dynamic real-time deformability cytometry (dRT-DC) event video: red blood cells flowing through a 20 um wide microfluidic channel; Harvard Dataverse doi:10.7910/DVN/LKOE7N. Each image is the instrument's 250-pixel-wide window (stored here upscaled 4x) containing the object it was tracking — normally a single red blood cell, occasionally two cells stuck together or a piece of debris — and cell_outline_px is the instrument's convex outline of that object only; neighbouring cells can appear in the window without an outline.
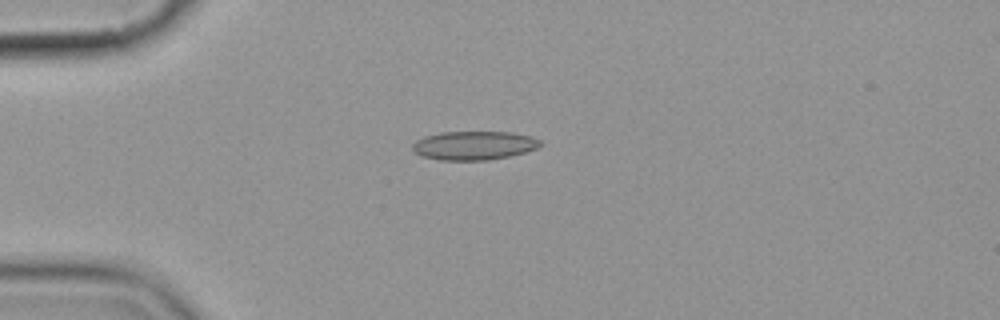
{"species": "common noctule bat (a hibernating species)", "species_latin": "Nyctalus noctula", "temperature_condition": "cold", "stored_images_in_passage": 11, "camera_frame_rate_fps": 3000, "um_per_image_px": 0.085, "animal": {"sex": "female", "body_mass_g": 19.9}, "frame": {"image": 1, "passage_image": 4, "time_ms": 4.333, "image_size_px": [1000, 320], "cell_outline_px": [[540, 144], [536, 148], [524, 152], [508, 156], [488, 160], [440, 160], [420, 156], [412, 148], [412, 144], [416, 140], [424, 136], [440, 132], [512, 132], [532, 136], [540, 140]], "centroid_in_image_um": [40.25, 12.36], "position_along_channel_um": 44.7, "area_um2": 21.39}}
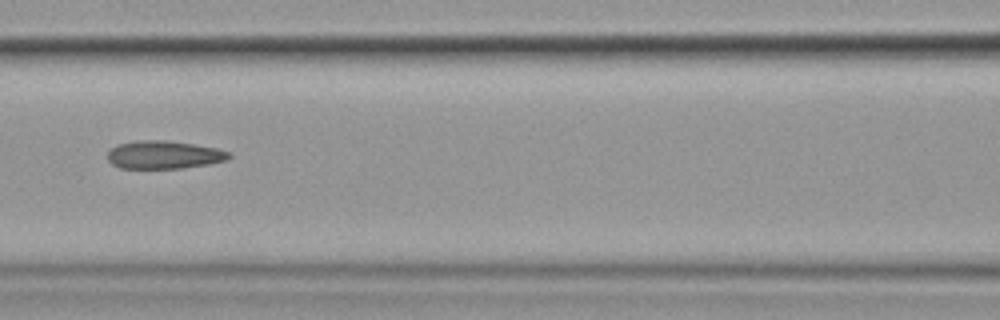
{"frame": {"image": 2, "passage_image": 7, "time_ms": 8.0, "image_size_px": [1000, 320], "cell_outline_px": [[232, 156], [228, 160], [208, 164], [184, 168], [120, 168], [112, 164], [108, 160], [108, 152], [112, 148], [120, 144], [136, 140], [164, 140], [192, 144], [216, 148], [232, 152]], "centroid_in_image_um": [13.97, 13.16], "position_along_channel_um": 152.6, "area_um2": 19.83}}